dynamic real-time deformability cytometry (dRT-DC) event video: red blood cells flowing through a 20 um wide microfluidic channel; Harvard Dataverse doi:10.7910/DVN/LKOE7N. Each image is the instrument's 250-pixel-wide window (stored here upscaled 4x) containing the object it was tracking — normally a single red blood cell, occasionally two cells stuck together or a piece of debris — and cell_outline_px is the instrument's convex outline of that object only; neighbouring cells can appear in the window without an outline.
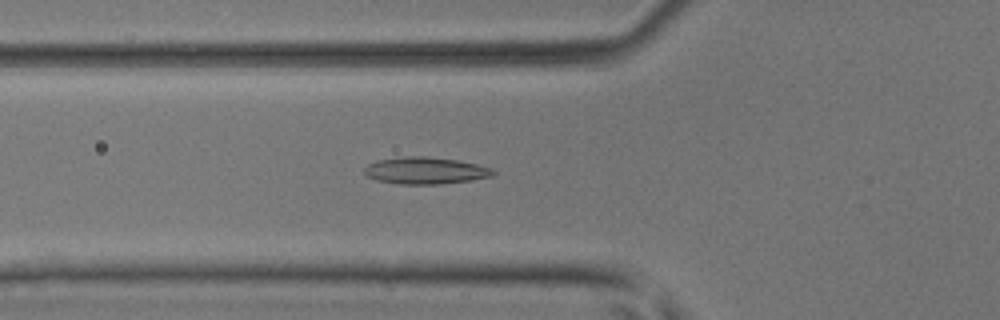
{"species": "common noctule bat (a hibernating species)", "species_latin": "Nyctalus noctula", "temperature_condition": "room temperature", "stored_images_in_passage": 43, "camera_frame_rate_fps": 3000, "um_per_image_px": 0.085, "animal": {"sex": "male", "body_mass_g": 17.9, "forearm_length_mm": 54.2}, "frame": {"image": 1, "passage_image": 18, "time_ms": 5.667, "image_size_px": [1000, 320], "cell_outline_px": [[496, 172], [492, 176], [472, 180], [440, 184], [400, 184], [376, 180], [368, 176], [364, 172], [364, 168], [368, 164], [376, 160], [408, 156], [424, 156], [456, 160], [476, 164], [492, 168]], "centroid_in_image_um": [36.15, 14.5], "position_along_channel_um": 89.6, "area_um2": 20.11}}
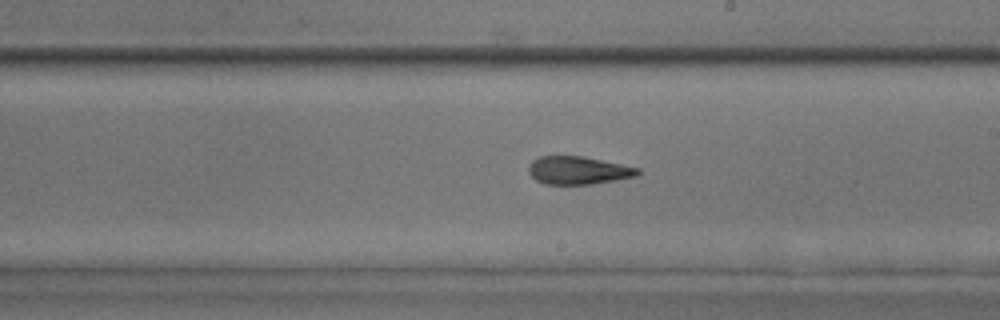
{"frame": {"image": 2, "passage_image": 29, "time_ms": 9.333, "image_size_px": [1000, 320], "cell_outline_px": [[640, 172], [636, 176], [592, 184], [544, 184], [536, 180], [528, 172], [528, 164], [532, 160], [540, 156], [584, 156], [640, 168]], "centroid_in_image_um": [49.12, 14.47], "position_along_channel_um": 239.9, "area_um2": 17.8}}
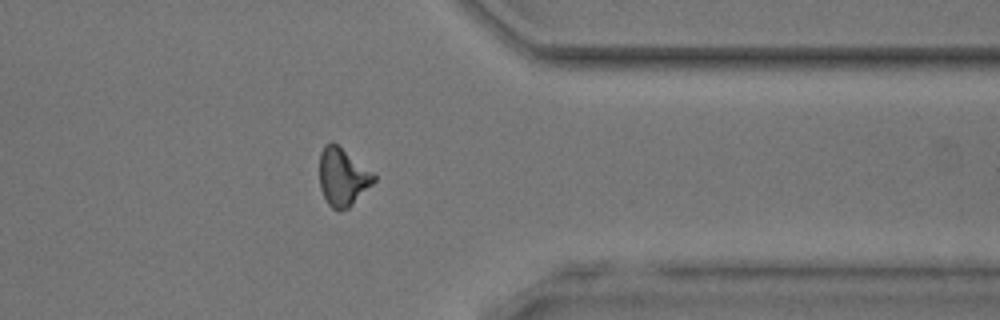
{"frame": {"image": 3, "passage_image": 40, "time_ms": 13.0, "image_size_px": [1000, 320], "cell_outline_px": [[376, 180], [348, 208], [340, 212], [332, 208], [328, 204], [320, 188], [320, 152], [324, 144], [332, 140], [372, 172], [376, 176]], "centroid_in_image_um": [29.1, 15.04], "position_along_channel_um": 382.3, "area_um2": 18.21}, "authors_computed_cell_mechanics": {"area_um2": 18.8428, "velocity_mm_per_s": 4.1013, "shape_relaxation_time_tau1_ms": null, "shape_relaxation_time_tau2_ms": 2.0884, "deformation_change_tau1": null, "deformation_change_tau2": 0.113}}